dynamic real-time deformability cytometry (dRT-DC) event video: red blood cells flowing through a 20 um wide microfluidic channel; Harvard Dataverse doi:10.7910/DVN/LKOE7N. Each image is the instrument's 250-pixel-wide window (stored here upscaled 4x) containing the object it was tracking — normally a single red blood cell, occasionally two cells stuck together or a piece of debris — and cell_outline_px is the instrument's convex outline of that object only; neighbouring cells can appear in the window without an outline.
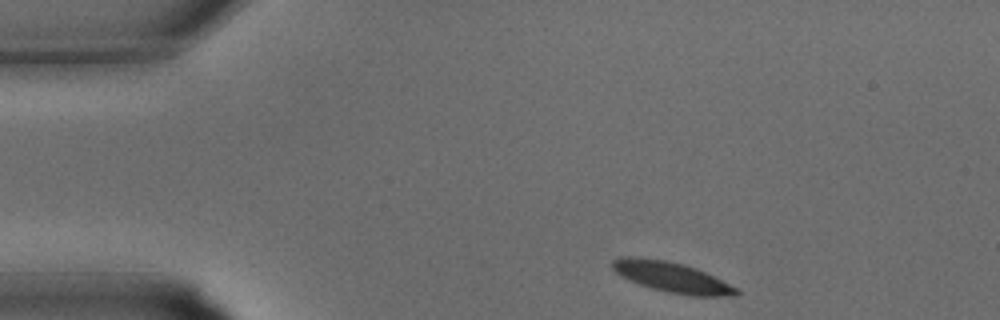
{"species": "common noctule bat (a hibernating species)", "species_latin": "Nyctalus noctula", "temperature_condition": "warm", "stored_images_in_passage": 29, "camera_frame_rate_fps": 3000, "um_per_image_px": 0.085, "animal": {"sex": "male", "body_mass_g": 15.6}, "frame": {"image": 1, "passage_image": 1, "time_ms": 0.0, "image_size_px": [1000, 320], "cell_outline_px": [[740, 292], [736, 296], [688, 296], [668, 292], [652, 288], [640, 284], [620, 276], [612, 268], [612, 260], [620, 256], [632, 256], [664, 260], [696, 268], [736, 288]], "centroid_in_image_um": [57.06, 23.56], "position_along_channel_um": 27.9, "area_um2": 21.62}}
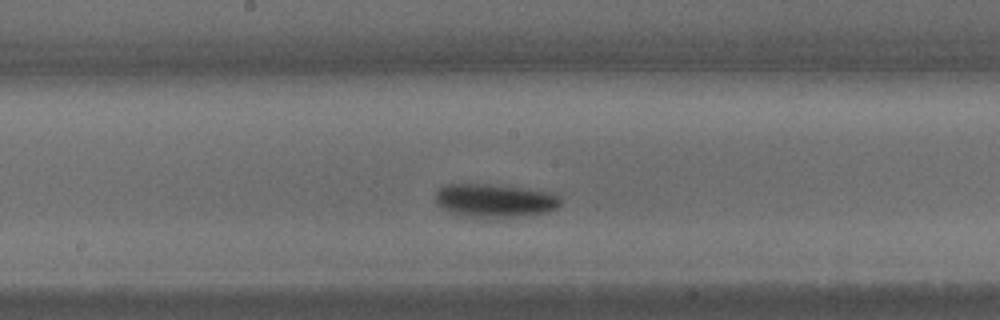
{"frame": {"image": 2, "passage_image": 13, "time_ms": 4.0, "image_size_px": [1000, 320], "cell_outline_px": [[560, 204], [556, 208], [548, 212], [484, 220], [456, 216], [436, 204], [436, 192], [444, 184], [488, 184], [520, 188], [548, 192], [560, 196]], "centroid_in_image_um": [41.98, 17.09], "position_along_channel_um": 206.2, "area_um2": 24.8}}
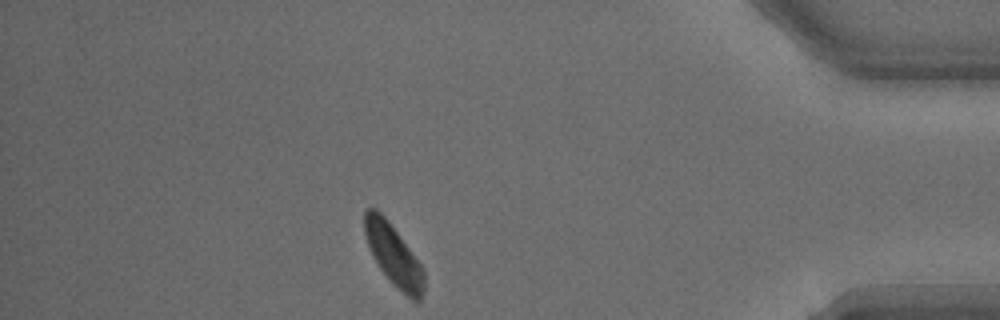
{"frame": {"image": 3, "passage_image": 25, "time_ms": 8.0, "image_size_px": [1000, 320], "cell_outline_px": [[424, 292], [420, 300], [412, 300], [392, 284], [380, 268], [368, 244], [364, 232], [364, 212], [368, 208], [376, 208], [388, 220], [424, 268]], "centroid_in_image_um": [33.47, 21.69], "position_along_channel_um": 401.7, "area_um2": 20.98}}